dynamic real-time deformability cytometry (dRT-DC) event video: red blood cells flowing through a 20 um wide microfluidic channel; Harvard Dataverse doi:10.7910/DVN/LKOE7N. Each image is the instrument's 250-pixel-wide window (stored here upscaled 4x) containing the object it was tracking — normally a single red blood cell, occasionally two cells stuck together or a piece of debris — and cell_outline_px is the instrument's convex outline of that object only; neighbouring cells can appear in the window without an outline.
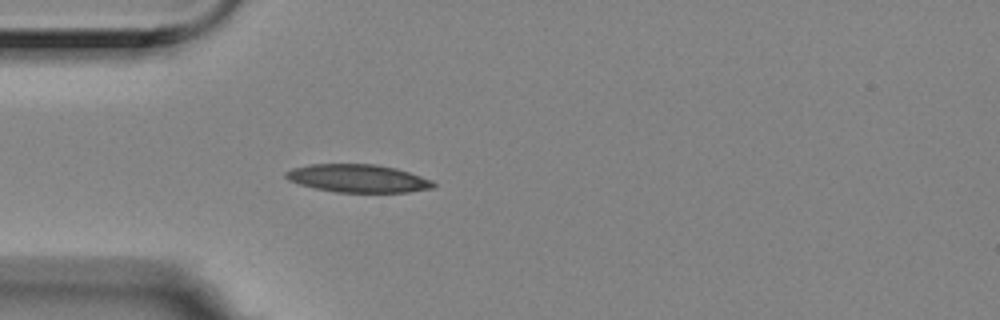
{"species": "Egyptian fruit bat (a non-hibernating species)", "species_latin": "Rousettus aegyptiacus", "temperature_condition": "room temperature", "stored_images_in_passage": 1, "camera_frame_rate_fps": 3000, "um_per_image_px": 0.085, "animal": {"sex": "female"}, "frame": {"image": 1, "passage_image": 1, "time_ms": 0.0, "image_size_px": [1000, 320], "cell_outline_px": [[436, 188], [408, 192], [336, 192], [316, 188], [300, 184], [288, 180], [284, 176], [284, 172], [292, 168], [308, 164], [376, 164], [396, 168], [432, 180], [436, 184]], "centroid_in_image_um": [30.43, 15.16], "position_along_channel_um": 54.6, "area_um2": 24.1}}